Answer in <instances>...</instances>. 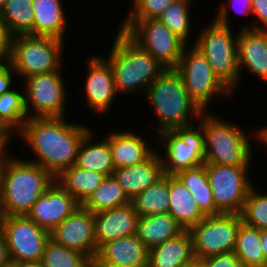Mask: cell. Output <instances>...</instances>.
I'll return each instance as SVG.
<instances>
[{
    "label": "cell",
    "mask_w": 267,
    "mask_h": 267,
    "mask_svg": "<svg viewBox=\"0 0 267 267\" xmlns=\"http://www.w3.org/2000/svg\"><path fill=\"white\" fill-rule=\"evenodd\" d=\"M131 202L139 216L169 213V175L165 174Z\"/></svg>",
    "instance_id": "obj_32"
},
{
    "label": "cell",
    "mask_w": 267,
    "mask_h": 267,
    "mask_svg": "<svg viewBox=\"0 0 267 267\" xmlns=\"http://www.w3.org/2000/svg\"><path fill=\"white\" fill-rule=\"evenodd\" d=\"M201 263L202 267H243L241 260L233 251L203 258Z\"/></svg>",
    "instance_id": "obj_40"
},
{
    "label": "cell",
    "mask_w": 267,
    "mask_h": 267,
    "mask_svg": "<svg viewBox=\"0 0 267 267\" xmlns=\"http://www.w3.org/2000/svg\"><path fill=\"white\" fill-rule=\"evenodd\" d=\"M119 27L163 67H177L186 44L159 19L122 20Z\"/></svg>",
    "instance_id": "obj_10"
},
{
    "label": "cell",
    "mask_w": 267,
    "mask_h": 267,
    "mask_svg": "<svg viewBox=\"0 0 267 267\" xmlns=\"http://www.w3.org/2000/svg\"><path fill=\"white\" fill-rule=\"evenodd\" d=\"M43 267H90L92 259L49 238L41 259Z\"/></svg>",
    "instance_id": "obj_35"
},
{
    "label": "cell",
    "mask_w": 267,
    "mask_h": 267,
    "mask_svg": "<svg viewBox=\"0 0 267 267\" xmlns=\"http://www.w3.org/2000/svg\"><path fill=\"white\" fill-rule=\"evenodd\" d=\"M33 0H5L0 19L12 36L32 35L34 23Z\"/></svg>",
    "instance_id": "obj_33"
},
{
    "label": "cell",
    "mask_w": 267,
    "mask_h": 267,
    "mask_svg": "<svg viewBox=\"0 0 267 267\" xmlns=\"http://www.w3.org/2000/svg\"><path fill=\"white\" fill-rule=\"evenodd\" d=\"M169 214L183 230H190L206 217L192 193L175 175H169Z\"/></svg>",
    "instance_id": "obj_24"
},
{
    "label": "cell",
    "mask_w": 267,
    "mask_h": 267,
    "mask_svg": "<svg viewBox=\"0 0 267 267\" xmlns=\"http://www.w3.org/2000/svg\"><path fill=\"white\" fill-rule=\"evenodd\" d=\"M192 46V47H191ZM183 49L175 70L180 74L190 98L206 112L212 98H228L233 94L214 74L207 58L193 44ZM214 96V97H213Z\"/></svg>",
    "instance_id": "obj_9"
},
{
    "label": "cell",
    "mask_w": 267,
    "mask_h": 267,
    "mask_svg": "<svg viewBox=\"0 0 267 267\" xmlns=\"http://www.w3.org/2000/svg\"><path fill=\"white\" fill-rule=\"evenodd\" d=\"M12 35L0 19V66L9 64L11 57Z\"/></svg>",
    "instance_id": "obj_42"
},
{
    "label": "cell",
    "mask_w": 267,
    "mask_h": 267,
    "mask_svg": "<svg viewBox=\"0 0 267 267\" xmlns=\"http://www.w3.org/2000/svg\"><path fill=\"white\" fill-rule=\"evenodd\" d=\"M194 258L191 233L184 230L175 238L148 250V267H180Z\"/></svg>",
    "instance_id": "obj_23"
},
{
    "label": "cell",
    "mask_w": 267,
    "mask_h": 267,
    "mask_svg": "<svg viewBox=\"0 0 267 267\" xmlns=\"http://www.w3.org/2000/svg\"><path fill=\"white\" fill-rule=\"evenodd\" d=\"M129 130L109 133V141L114 170L120 167L139 165L148 160L156 151L146 140Z\"/></svg>",
    "instance_id": "obj_22"
},
{
    "label": "cell",
    "mask_w": 267,
    "mask_h": 267,
    "mask_svg": "<svg viewBox=\"0 0 267 267\" xmlns=\"http://www.w3.org/2000/svg\"><path fill=\"white\" fill-rule=\"evenodd\" d=\"M9 154L6 150L0 157V215H27L55 178L39 165Z\"/></svg>",
    "instance_id": "obj_2"
},
{
    "label": "cell",
    "mask_w": 267,
    "mask_h": 267,
    "mask_svg": "<svg viewBox=\"0 0 267 267\" xmlns=\"http://www.w3.org/2000/svg\"><path fill=\"white\" fill-rule=\"evenodd\" d=\"M61 72L60 69L24 79L25 85L22 89L28 118L65 117L68 92L65 91V81Z\"/></svg>",
    "instance_id": "obj_11"
},
{
    "label": "cell",
    "mask_w": 267,
    "mask_h": 267,
    "mask_svg": "<svg viewBox=\"0 0 267 267\" xmlns=\"http://www.w3.org/2000/svg\"><path fill=\"white\" fill-rule=\"evenodd\" d=\"M62 0H33V36H49L64 41L68 27Z\"/></svg>",
    "instance_id": "obj_25"
},
{
    "label": "cell",
    "mask_w": 267,
    "mask_h": 267,
    "mask_svg": "<svg viewBox=\"0 0 267 267\" xmlns=\"http://www.w3.org/2000/svg\"><path fill=\"white\" fill-rule=\"evenodd\" d=\"M199 124L198 128L190 124L156 134L155 144L164 145L165 155L160 152L159 157L166 175H175L180 170L204 164V134L202 124Z\"/></svg>",
    "instance_id": "obj_8"
},
{
    "label": "cell",
    "mask_w": 267,
    "mask_h": 267,
    "mask_svg": "<svg viewBox=\"0 0 267 267\" xmlns=\"http://www.w3.org/2000/svg\"><path fill=\"white\" fill-rule=\"evenodd\" d=\"M252 15L257 17L258 23L255 20L254 25L246 24L241 28L267 31V0H252Z\"/></svg>",
    "instance_id": "obj_41"
},
{
    "label": "cell",
    "mask_w": 267,
    "mask_h": 267,
    "mask_svg": "<svg viewBox=\"0 0 267 267\" xmlns=\"http://www.w3.org/2000/svg\"><path fill=\"white\" fill-rule=\"evenodd\" d=\"M94 267H118V266H112L108 264H92Z\"/></svg>",
    "instance_id": "obj_52"
},
{
    "label": "cell",
    "mask_w": 267,
    "mask_h": 267,
    "mask_svg": "<svg viewBox=\"0 0 267 267\" xmlns=\"http://www.w3.org/2000/svg\"><path fill=\"white\" fill-rule=\"evenodd\" d=\"M117 31L106 59L111 66L117 93L133 95L141 91L146 94L148 87L166 68L125 31L121 28Z\"/></svg>",
    "instance_id": "obj_3"
},
{
    "label": "cell",
    "mask_w": 267,
    "mask_h": 267,
    "mask_svg": "<svg viewBox=\"0 0 267 267\" xmlns=\"http://www.w3.org/2000/svg\"><path fill=\"white\" fill-rule=\"evenodd\" d=\"M254 186L248 192L240 213L242 222L248 226L267 229V193L257 192Z\"/></svg>",
    "instance_id": "obj_37"
},
{
    "label": "cell",
    "mask_w": 267,
    "mask_h": 267,
    "mask_svg": "<svg viewBox=\"0 0 267 267\" xmlns=\"http://www.w3.org/2000/svg\"><path fill=\"white\" fill-rule=\"evenodd\" d=\"M92 264L118 267H148V249L136 234L102 244Z\"/></svg>",
    "instance_id": "obj_19"
},
{
    "label": "cell",
    "mask_w": 267,
    "mask_h": 267,
    "mask_svg": "<svg viewBox=\"0 0 267 267\" xmlns=\"http://www.w3.org/2000/svg\"><path fill=\"white\" fill-rule=\"evenodd\" d=\"M131 200L126 196L114 175L105 176L100 186L82 204L92 213L105 209L115 208L129 203Z\"/></svg>",
    "instance_id": "obj_34"
},
{
    "label": "cell",
    "mask_w": 267,
    "mask_h": 267,
    "mask_svg": "<svg viewBox=\"0 0 267 267\" xmlns=\"http://www.w3.org/2000/svg\"><path fill=\"white\" fill-rule=\"evenodd\" d=\"M10 259L8 255L5 236L0 228V267H9Z\"/></svg>",
    "instance_id": "obj_44"
},
{
    "label": "cell",
    "mask_w": 267,
    "mask_h": 267,
    "mask_svg": "<svg viewBox=\"0 0 267 267\" xmlns=\"http://www.w3.org/2000/svg\"><path fill=\"white\" fill-rule=\"evenodd\" d=\"M145 96L155 109L157 134L193 124L192 120L198 121L203 113L188 95L182 77L175 69H166L157 77Z\"/></svg>",
    "instance_id": "obj_4"
},
{
    "label": "cell",
    "mask_w": 267,
    "mask_h": 267,
    "mask_svg": "<svg viewBox=\"0 0 267 267\" xmlns=\"http://www.w3.org/2000/svg\"><path fill=\"white\" fill-rule=\"evenodd\" d=\"M175 176L192 193L198 207L205 215H218L213 194L207 178L205 165L178 171Z\"/></svg>",
    "instance_id": "obj_29"
},
{
    "label": "cell",
    "mask_w": 267,
    "mask_h": 267,
    "mask_svg": "<svg viewBox=\"0 0 267 267\" xmlns=\"http://www.w3.org/2000/svg\"><path fill=\"white\" fill-rule=\"evenodd\" d=\"M4 2H5V0H0V14H1Z\"/></svg>",
    "instance_id": "obj_53"
},
{
    "label": "cell",
    "mask_w": 267,
    "mask_h": 267,
    "mask_svg": "<svg viewBox=\"0 0 267 267\" xmlns=\"http://www.w3.org/2000/svg\"><path fill=\"white\" fill-rule=\"evenodd\" d=\"M198 122L202 124L204 134V163L251 166L254 152L250 140L253 136L243 127L223 121L208 110L200 115Z\"/></svg>",
    "instance_id": "obj_5"
},
{
    "label": "cell",
    "mask_w": 267,
    "mask_h": 267,
    "mask_svg": "<svg viewBox=\"0 0 267 267\" xmlns=\"http://www.w3.org/2000/svg\"><path fill=\"white\" fill-rule=\"evenodd\" d=\"M229 2L222 3L217 7L216 16H214V21L219 24L231 27L229 20V11L228 8H233L238 14L250 15L252 16V0H228ZM231 5L228 7V5Z\"/></svg>",
    "instance_id": "obj_39"
},
{
    "label": "cell",
    "mask_w": 267,
    "mask_h": 267,
    "mask_svg": "<svg viewBox=\"0 0 267 267\" xmlns=\"http://www.w3.org/2000/svg\"><path fill=\"white\" fill-rule=\"evenodd\" d=\"M90 130L88 125L70 123L66 117L28 118L17 134L37 155L27 161L56 179L75 164L79 145Z\"/></svg>",
    "instance_id": "obj_1"
},
{
    "label": "cell",
    "mask_w": 267,
    "mask_h": 267,
    "mask_svg": "<svg viewBox=\"0 0 267 267\" xmlns=\"http://www.w3.org/2000/svg\"><path fill=\"white\" fill-rule=\"evenodd\" d=\"M50 238L69 249L86 254L93 260L98 251L94 213L79 205L50 232Z\"/></svg>",
    "instance_id": "obj_15"
},
{
    "label": "cell",
    "mask_w": 267,
    "mask_h": 267,
    "mask_svg": "<svg viewBox=\"0 0 267 267\" xmlns=\"http://www.w3.org/2000/svg\"><path fill=\"white\" fill-rule=\"evenodd\" d=\"M100 56L91 55L87 60V76L84 92L86 105L97 114H104L110 110L111 104L119 94L117 93L113 74L109 62Z\"/></svg>",
    "instance_id": "obj_17"
},
{
    "label": "cell",
    "mask_w": 267,
    "mask_h": 267,
    "mask_svg": "<svg viewBox=\"0 0 267 267\" xmlns=\"http://www.w3.org/2000/svg\"><path fill=\"white\" fill-rule=\"evenodd\" d=\"M237 47L240 79L241 73L247 70L267 82V31L239 30Z\"/></svg>",
    "instance_id": "obj_20"
},
{
    "label": "cell",
    "mask_w": 267,
    "mask_h": 267,
    "mask_svg": "<svg viewBox=\"0 0 267 267\" xmlns=\"http://www.w3.org/2000/svg\"><path fill=\"white\" fill-rule=\"evenodd\" d=\"M174 0H142L124 20L158 19Z\"/></svg>",
    "instance_id": "obj_38"
},
{
    "label": "cell",
    "mask_w": 267,
    "mask_h": 267,
    "mask_svg": "<svg viewBox=\"0 0 267 267\" xmlns=\"http://www.w3.org/2000/svg\"><path fill=\"white\" fill-rule=\"evenodd\" d=\"M9 267H43L41 260L40 261H19V262H10Z\"/></svg>",
    "instance_id": "obj_45"
},
{
    "label": "cell",
    "mask_w": 267,
    "mask_h": 267,
    "mask_svg": "<svg viewBox=\"0 0 267 267\" xmlns=\"http://www.w3.org/2000/svg\"><path fill=\"white\" fill-rule=\"evenodd\" d=\"M27 119L24 92L12 88L0 95V129L9 138L22 129Z\"/></svg>",
    "instance_id": "obj_30"
},
{
    "label": "cell",
    "mask_w": 267,
    "mask_h": 267,
    "mask_svg": "<svg viewBox=\"0 0 267 267\" xmlns=\"http://www.w3.org/2000/svg\"><path fill=\"white\" fill-rule=\"evenodd\" d=\"M104 177L101 173L87 171L74 164L55 180L82 205L100 186Z\"/></svg>",
    "instance_id": "obj_28"
},
{
    "label": "cell",
    "mask_w": 267,
    "mask_h": 267,
    "mask_svg": "<svg viewBox=\"0 0 267 267\" xmlns=\"http://www.w3.org/2000/svg\"><path fill=\"white\" fill-rule=\"evenodd\" d=\"M113 175L126 196L132 200L136 195L161 179L165 173L157 150L145 162L117 168L113 171Z\"/></svg>",
    "instance_id": "obj_21"
},
{
    "label": "cell",
    "mask_w": 267,
    "mask_h": 267,
    "mask_svg": "<svg viewBox=\"0 0 267 267\" xmlns=\"http://www.w3.org/2000/svg\"><path fill=\"white\" fill-rule=\"evenodd\" d=\"M191 0H174L158 18L185 44L189 41L191 29Z\"/></svg>",
    "instance_id": "obj_36"
},
{
    "label": "cell",
    "mask_w": 267,
    "mask_h": 267,
    "mask_svg": "<svg viewBox=\"0 0 267 267\" xmlns=\"http://www.w3.org/2000/svg\"><path fill=\"white\" fill-rule=\"evenodd\" d=\"M11 140H0V157L8 149V144Z\"/></svg>",
    "instance_id": "obj_49"
},
{
    "label": "cell",
    "mask_w": 267,
    "mask_h": 267,
    "mask_svg": "<svg viewBox=\"0 0 267 267\" xmlns=\"http://www.w3.org/2000/svg\"><path fill=\"white\" fill-rule=\"evenodd\" d=\"M10 262L40 261L50 232L38 226L26 215L1 216Z\"/></svg>",
    "instance_id": "obj_14"
},
{
    "label": "cell",
    "mask_w": 267,
    "mask_h": 267,
    "mask_svg": "<svg viewBox=\"0 0 267 267\" xmlns=\"http://www.w3.org/2000/svg\"><path fill=\"white\" fill-rule=\"evenodd\" d=\"M92 129L82 139L77 152L75 165L87 171H93L109 176L113 174L114 165L112 160L109 141H93L95 135ZM92 142V143H91Z\"/></svg>",
    "instance_id": "obj_26"
},
{
    "label": "cell",
    "mask_w": 267,
    "mask_h": 267,
    "mask_svg": "<svg viewBox=\"0 0 267 267\" xmlns=\"http://www.w3.org/2000/svg\"><path fill=\"white\" fill-rule=\"evenodd\" d=\"M242 219L237 213L206 215L189 231L193 253L200 260L212 255L232 252Z\"/></svg>",
    "instance_id": "obj_12"
},
{
    "label": "cell",
    "mask_w": 267,
    "mask_h": 267,
    "mask_svg": "<svg viewBox=\"0 0 267 267\" xmlns=\"http://www.w3.org/2000/svg\"><path fill=\"white\" fill-rule=\"evenodd\" d=\"M261 243L264 250V258L267 264V229L261 230Z\"/></svg>",
    "instance_id": "obj_47"
},
{
    "label": "cell",
    "mask_w": 267,
    "mask_h": 267,
    "mask_svg": "<svg viewBox=\"0 0 267 267\" xmlns=\"http://www.w3.org/2000/svg\"><path fill=\"white\" fill-rule=\"evenodd\" d=\"M203 29V30H202ZM213 21L201 28L193 45L207 58L214 74L232 92L241 82L238 65V32ZM195 42V43H194Z\"/></svg>",
    "instance_id": "obj_6"
},
{
    "label": "cell",
    "mask_w": 267,
    "mask_h": 267,
    "mask_svg": "<svg viewBox=\"0 0 267 267\" xmlns=\"http://www.w3.org/2000/svg\"><path fill=\"white\" fill-rule=\"evenodd\" d=\"M183 231L169 213L139 216L137 220L136 235L148 250L175 238Z\"/></svg>",
    "instance_id": "obj_27"
},
{
    "label": "cell",
    "mask_w": 267,
    "mask_h": 267,
    "mask_svg": "<svg viewBox=\"0 0 267 267\" xmlns=\"http://www.w3.org/2000/svg\"><path fill=\"white\" fill-rule=\"evenodd\" d=\"M79 205L77 200L54 180L26 216L38 226L51 232Z\"/></svg>",
    "instance_id": "obj_16"
},
{
    "label": "cell",
    "mask_w": 267,
    "mask_h": 267,
    "mask_svg": "<svg viewBox=\"0 0 267 267\" xmlns=\"http://www.w3.org/2000/svg\"><path fill=\"white\" fill-rule=\"evenodd\" d=\"M0 140H10L9 137L0 129Z\"/></svg>",
    "instance_id": "obj_50"
},
{
    "label": "cell",
    "mask_w": 267,
    "mask_h": 267,
    "mask_svg": "<svg viewBox=\"0 0 267 267\" xmlns=\"http://www.w3.org/2000/svg\"><path fill=\"white\" fill-rule=\"evenodd\" d=\"M204 165L215 207L221 213L240 214L246 196L253 187L248 177L250 166H225L213 163Z\"/></svg>",
    "instance_id": "obj_13"
},
{
    "label": "cell",
    "mask_w": 267,
    "mask_h": 267,
    "mask_svg": "<svg viewBox=\"0 0 267 267\" xmlns=\"http://www.w3.org/2000/svg\"><path fill=\"white\" fill-rule=\"evenodd\" d=\"M233 252L243 267H267L261 243V230L240 224Z\"/></svg>",
    "instance_id": "obj_31"
},
{
    "label": "cell",
    "mask_w": 267,
    "mask_h": 267,
    "mask_svg": "<svg viewBox=\"0 0 267 267\" xmlns=\"http://www.w3.org/2000/svg\"><path fill=\"white\" fill-rule=\"evenodd\" d=\"M142 0H132V7H131V11L141 2Z\"/></svg>",
    "instance_id": "obj_51"
},
{
    "label": "cell",
    "mask_w": 267,
    "mask_h": 267,
    "mask_svg": "<svg viewBox=\"0 0 267 267\" xmlns=\"http://www.w3.org/2000/svg\"><path fill=\"white\" fill-rule=\"evenodd\" d=\"M180 267H202V263L199 258H194L191 261L182 264Z\"/></svg>",
    "instance_id": "obj_48"
},
{
    "label": "cell",
    "mask_w": 267,
    "mask_h": 267,
    "mask_svg": "<svg viewBox=\"0 0 267 267\" xmlns=\"http://www.w3.org/2000/svg\"><path fill=\"white\" fill-rule=\"evenodd\" d=\"M253 135L261 144H265V147L267 146V125L259 127Z\"/></svg>",
    "instance_id": "obj_46"
},
{
    "label": "cell",
    "mask_w": 267,
    "mask_h": 267,
    "mask_svg": "<svg viewBox=\"0 0 267 267\" xmlns=\"http://www.w3.org/2000/svg\"><path fill=\"white\" fill-rule=\"evenodd\" d=\"M63 48L64 41L54 37L12 36L9 65L21 81L32 75L56 72L62 68Z\"/></svg>",
    "instance_id": "obj_7"
},
{
    "label": "cell",
    "mask_w": 267,
    "mask_h": 267,
    "mask_svg": "<svg viewBox=\"0 0 267 267\" xmlns=\"http://www.w3.org/2000/svg\"><path fill=\"white\" fill-rule=\"evenodd\" d=\"M15 72L13 68L7 64L4 66H0V95L11 90L13 80L15 77Z\"/></svg>",
    "instance_id": "obj_43"
},
{
    "label": "cell",
    "mask_w": 267,
    "mask_h": 267,
    "mask_svg": "<svg viewBox=\"0 0 267 267\" xmlns=\"http://www.w3.org/2000/svg\"><path fill=\"white\" fill-rule=\"evenodd\" d=\"M138 213L133 203L94 213L97 249L104 243L136 234Z\"/></svg>",
    "instance_id": "obj_18"
}]
</instances>
